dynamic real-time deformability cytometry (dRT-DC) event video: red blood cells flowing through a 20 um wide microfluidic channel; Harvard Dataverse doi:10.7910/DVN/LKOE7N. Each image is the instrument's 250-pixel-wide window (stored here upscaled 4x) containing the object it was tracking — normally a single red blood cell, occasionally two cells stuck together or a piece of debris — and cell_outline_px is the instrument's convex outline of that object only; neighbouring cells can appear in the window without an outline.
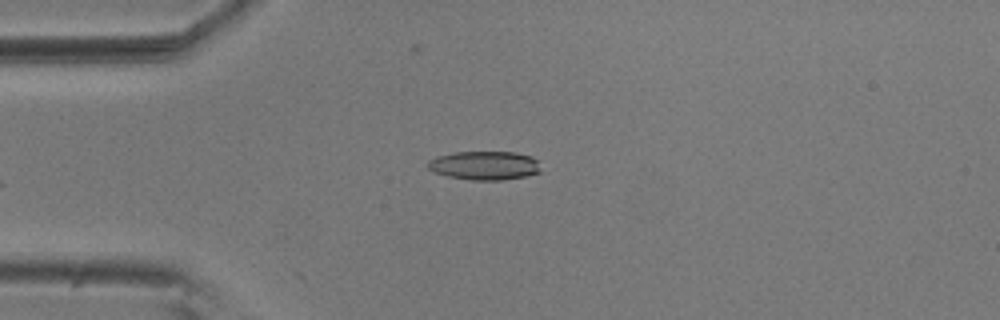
{"species": "common noctule bat (a hibernating species)", "species_latin": "Nyctalus noctula", "temperature_condition": "room temperature", "stored_images_in_passage": 25, "camera_frame_rate_fps": 3000, "um_per_image_px": 0.085, "animal": {"sex": "male", "body_mass_g": 20.5, "forearm_length_mm": 52.5}, "frame": {"image": 1, "passage_image": 2, "time_ms": 0.333, "image_size_px": [1000, 320], "cell_outline_px": [[540, 172], [524, 176], [504, 180], [468, 180], [448, 176], [436, 172], [428, 168], [428, 160], [436, 156], [456, 152], [516, 152], [532, 156], [536, 160]], "centroid_in_image_um": [41.17, 14.06], "position_along_channel_um": 43.8, "area_um2": 18.84}}
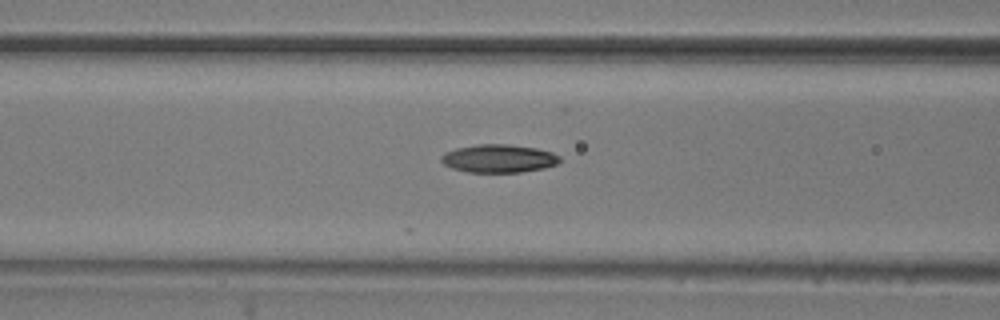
{"frame": {"image": 2, "passage_image": 10, "time_ms": 3.0, "image_size_px": [1000, 320], "cell_outline_px": [[560, 160], [556, 164], [544, 168], [520, 172], [468, 172], [452, 168], [444, 164], [440, 160], [440, 156], [444, 152], [456, 148], [476, 144], [508, 144], [536, 148], [552, 152], [560, 156]], "centroid_in_image_um": [42.36, 13.46], "position_along_channel_um": 124.2, "area_um2": 19.48}}
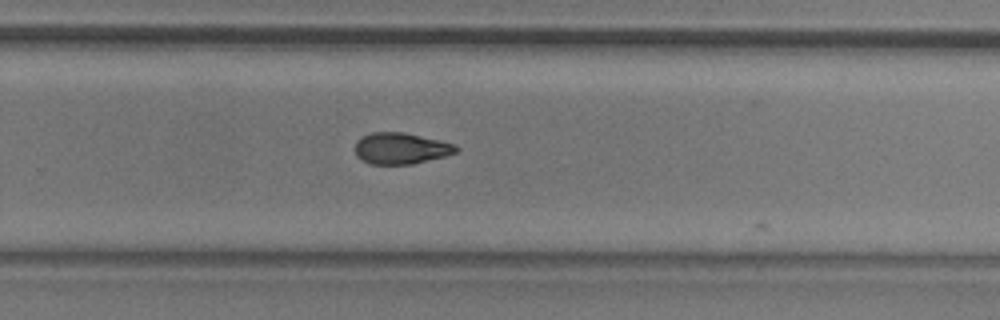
{"frame": {"image": 3, "passage_image": 24, "time_ms": 7.667, "image_size_px": [1000, 320], "cell_outline_px": [[460, 148], [456, 152], [444, 156], [412, 164], [368, 164], [356, 156], [356, 140], [372, 132], [404, 132], [440, 140], [456, 144]], "centroid_in_image_um": [34.08, 12.61], "position_along_channel_um": 295.7, "area_um2": 18.44}}